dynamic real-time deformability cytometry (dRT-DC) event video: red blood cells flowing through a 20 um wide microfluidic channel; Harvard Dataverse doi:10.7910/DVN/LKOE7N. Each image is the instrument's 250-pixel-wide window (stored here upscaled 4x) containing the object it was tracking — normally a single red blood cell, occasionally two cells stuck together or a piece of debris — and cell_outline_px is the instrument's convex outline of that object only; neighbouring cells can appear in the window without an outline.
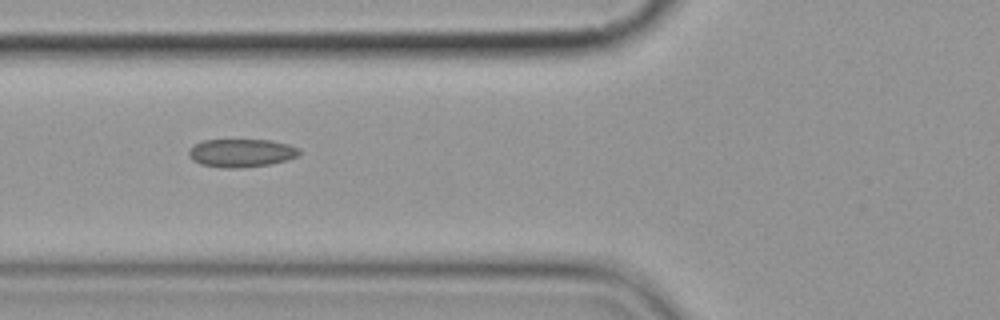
{"species": "common noctule bat (a hibernating species)", "species_latin": "Nyctalus noctula", "temperature_condition": "cold", "stored_images_in_passage": 8, "camera_frame_rate_fps": 3000, "um_per_image_px": 0.085, "animal": {"sex": "female", "body_mass_g": 19.9}, "frame": {"image": 1, "passage_image": 6, "time_ms": 6.0, "image_size_px": [1000, 320], "cell_outline_px": [[300, 152], [296, 156], [288, 160], [272, 164], [244, 168], [220, 168], [200, 164], [192, 160], [188, 156], [188, 148], [204, 140], [272, 140], [288, 144], [300, 148]], "centroid_in_image_um": [20.5, 13.01], "position_along_channel_um": 105.3, "area_um2": 18.44}}
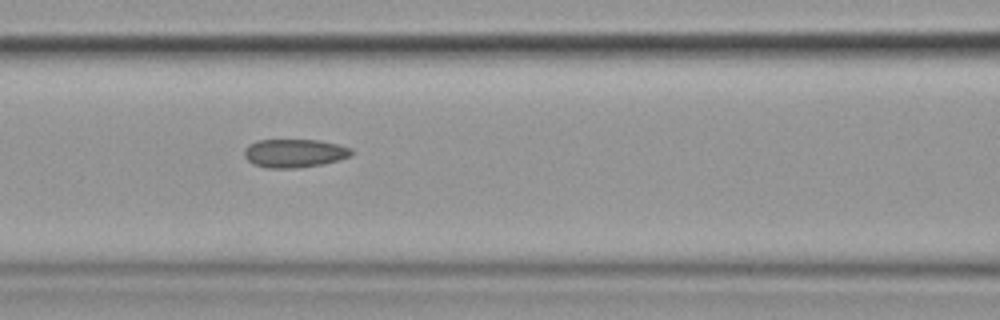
{"frame": {"image": 2, "passage_image": 7, "time_ms": 7.0, "image_size_px": [1000, 320], "cell_outline_px": [[352, 156], [324, 164], [300, 168], [268, 168], [252, 164], [244, 156], [244, 148], [248, 144], [256, 140], [320, 140], [340, 144], [352, 148]], "centroid_in_image_um": [25.03, 13.02], "position_along_channel_um": 141.6, "area_um2": 18.09}}
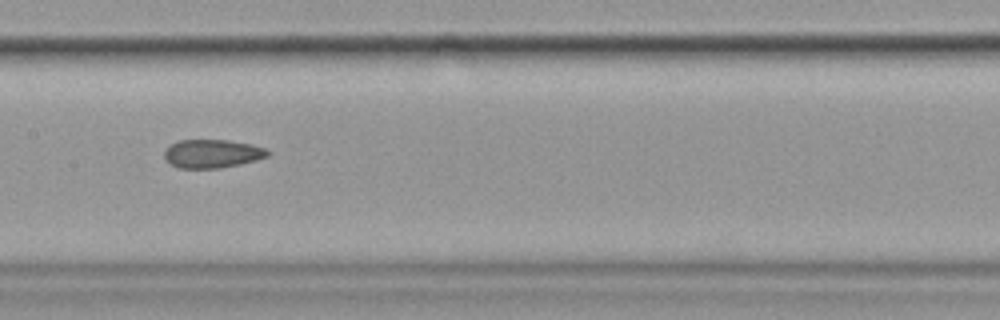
{"frame": {"image": 3, "passage_image": 8, "time_ms": 8.333, "image_size_px": [1000, 320], "cell_outline_px": [[268, 156], [256, 160], [240, 164], [220, 168], [176, 168], [164, 160], [164, 148], [180, 140], [228, 140], [252, 144], [264, 148], [268, 152]], "centroid_in_image_um": [17.98, 13.07], "position_along_channel_um": 189.4, "area_um2": 17.22}}